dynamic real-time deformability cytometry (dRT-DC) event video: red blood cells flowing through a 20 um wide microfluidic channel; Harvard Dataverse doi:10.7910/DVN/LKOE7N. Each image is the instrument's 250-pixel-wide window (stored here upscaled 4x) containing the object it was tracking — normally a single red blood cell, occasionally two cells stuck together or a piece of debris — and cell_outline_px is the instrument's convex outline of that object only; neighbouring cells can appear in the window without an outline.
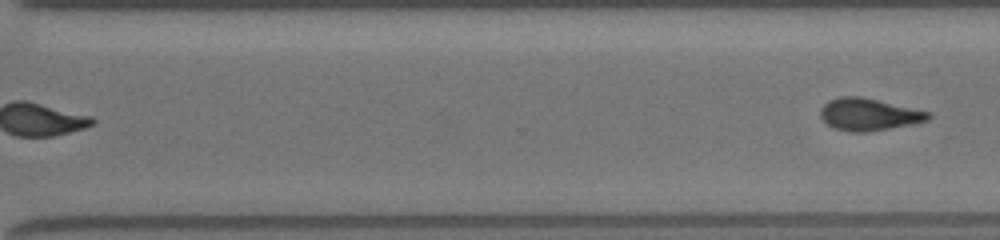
{"species": "common noctule bat (a hibernating species)", "species_latin": "Nyctalus noctula", "temperature_condition": "room temperature", "stored_images_in_passage": 33, "segment_of_instrument_passage": [2, 2], "camera_frame_rate_fps": 3000, "um_per_image_px": 0.085, "animal": {"sex": "female", "body_mass_g": 19.5, "forearm_length_mm": 54.1}, "frame": {"image": 1, "passage_image": 33, "time_ms": 10.667, "image_size_px": [1000, 240], "cell_outline_px": [[932, 116], [928, 120], [912, 124], [868, 132], [848, 132], [832, 128], [820, 116], [820, 108], [828, 100], [840, 96], [860, 96], [932, 112]], "centroid_in_image_um": [73.84, 9.73], "position_along_channel_um": 296.8, "area_um2": 20.4}}